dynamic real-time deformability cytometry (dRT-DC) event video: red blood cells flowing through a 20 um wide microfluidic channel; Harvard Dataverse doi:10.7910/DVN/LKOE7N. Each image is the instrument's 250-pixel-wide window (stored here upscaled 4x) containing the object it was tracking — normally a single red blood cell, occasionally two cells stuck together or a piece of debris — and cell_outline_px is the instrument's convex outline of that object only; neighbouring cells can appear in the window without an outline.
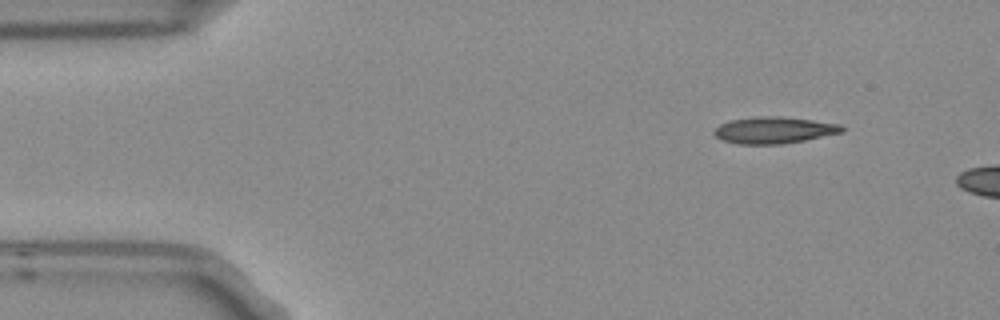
{"species": "Egyptian fruit bat (a non-hibernating species)", "species_latin": "Rousettus aegyptiacus", "temperature_condition": "room temperature", "stored_images_in_passage": 4, "camera_frame_rate_fps": 3000, "um_per_image_px": 0.085, "frame": {"image": 1, "passage_image": 1, "time_ms": 0.0, "image_size_px": [1000, 320], "cell_outline_px": [[844, 132], [804, 140], [780, 144], [740, 144], [720, 140], [712, 132], [720, 124], [732, 120], [756, 116], [784, 116], [840, 124], [844, 128]], "centroid_in_image_um": [65.78, 11.06], "position_along_channel_um": 19.2, "area_um2": 19.83}}